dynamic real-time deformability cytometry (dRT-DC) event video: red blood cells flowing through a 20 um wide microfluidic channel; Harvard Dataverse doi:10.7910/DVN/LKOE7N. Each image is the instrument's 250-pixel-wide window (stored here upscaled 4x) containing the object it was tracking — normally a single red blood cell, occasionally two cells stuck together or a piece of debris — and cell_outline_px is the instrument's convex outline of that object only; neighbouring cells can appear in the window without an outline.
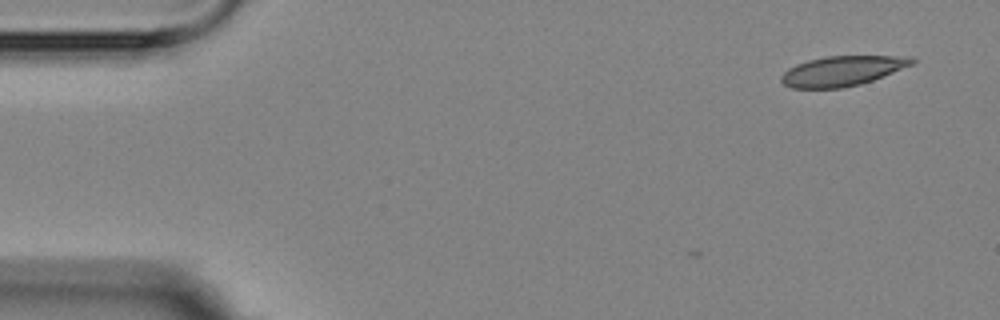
{"species": "Egyptian fruit bat (a non-hibernating species)", "species_latin": "Rousettus aegyptiacus", "temperature_condition": "room temperature", "stored_images_in_passage": 5, "camera_frame_rate_fps": 3000, "um_per_image_px": 0.085, "animal": {"sex": "female"}, "frame": {"image": 1, "passage_image": 1, "time_ms": 0.0, "image_size_px": [1000, 320], "cell_outline_px": [[916, 60], [912, 64], [872, 80], [860, 84], [840, 88], [792, 88], [784, 84], [780, 80], [780, 76], [788, 68], [796, 64], [808, 60], [824, 56], [912, 56]], "centroid_in_image_um": [71.55, 6.02], "position_along_channel_um": 13.4, "area_um2": 22.66}}